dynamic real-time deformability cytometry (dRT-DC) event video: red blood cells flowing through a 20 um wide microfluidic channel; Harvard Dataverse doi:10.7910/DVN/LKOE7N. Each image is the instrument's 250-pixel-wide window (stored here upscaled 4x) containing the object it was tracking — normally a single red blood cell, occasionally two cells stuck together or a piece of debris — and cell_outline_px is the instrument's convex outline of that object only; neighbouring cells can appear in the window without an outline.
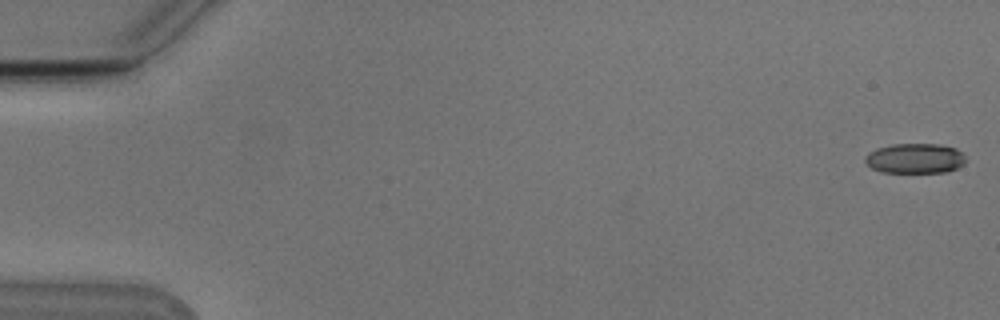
{"species": "Egyptian fruit bat (a non-hibernating species)", "species_latin": "Rousettus aegyptiacus", "temperature_condition": "cold", "stored_images_in_passage": 54, "camera_frame_rate_fps": 3000, "um_per_image_px": 0.085, "animal": {"sex": "male"}, "frame": {"image": 1, "passage_image": 1, "time_ms": 0.0, "image_size_px": [1000, 320], "cell_outline_px": [[964, 164], [956, 168], [944, 172], [884, 172], [872, 168], [864, 160], [864, 156], [868, 152], [876, 148], [892, 144], [936, 144], [956, 148], [964, 156]], "centroid_in_image_um": [77.74, 13.45], "position_along_channel_um": 7.3, "area_um2": 17.46}}
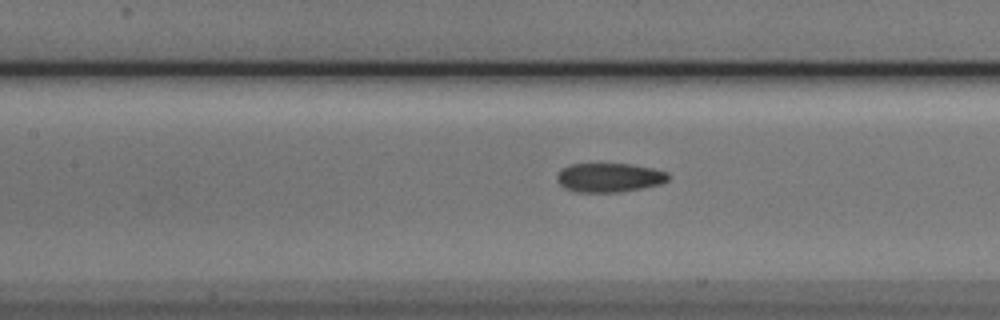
{"frame": {"image": 2, "passage_image": 25, "time_ms": 8.0, "image_size_px": [1000, 320], "cell_outline_px": [[672, 176], [668, 180], [660, 184], [620, 192], [576, 192], [564, 188], [556, 180], [556, 176], [560, 168], [568, 164], [632, 164], [652, 168], [668, 172]], "centroid_in_image_um": [51.77, 15.08], "position_along_channel_um": 155.6, "area_um2": 19.07}}
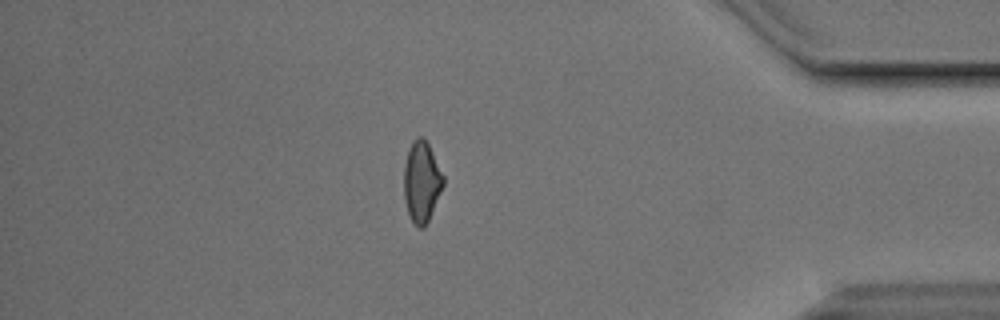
{"frame": {"image": 3, "passage_image": 47, "time_ms": 15.333, "image_size_px": [1000, 320], "cell_outline_px": [[444, 184], [428, 220], [424, 228], [420, 228], [412, 220], [408, 212], [404, 200], [404, 164], [408, 148], [420, 136], [428, 144], [444, 176]], "centroid_in_image_um": [35.83, 15.46], "position_along_channel_um": 399.4, "area_um2": 18.15}, "authors_computed_cell_mechanics": {"area_um2": 19.074, "velocity_mm_per_s": 3.7976, "shape_relaxation_time_tau1_ms": 6.205, "shape_relaxation_time_tau2_ms": 2.7855, "deformation_change_tau1": 0.1549, "deformation_change_tau2": 0.0891}}